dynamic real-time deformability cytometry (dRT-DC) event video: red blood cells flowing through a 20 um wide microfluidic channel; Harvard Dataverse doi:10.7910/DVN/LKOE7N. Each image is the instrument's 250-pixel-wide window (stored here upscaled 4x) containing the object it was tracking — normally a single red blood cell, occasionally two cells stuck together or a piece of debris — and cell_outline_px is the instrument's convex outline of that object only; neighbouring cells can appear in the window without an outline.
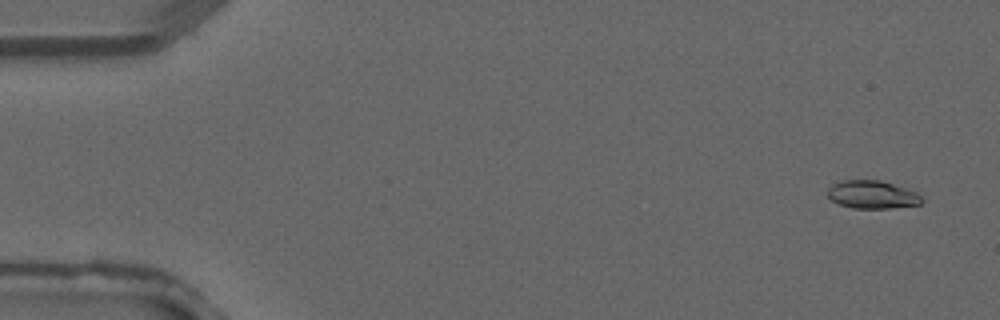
{"species": "common noctule bat (a hibernating species)", "species_latin": "Nyctalus noctula", "temperature_condition": "warm", "stored_images_in_passage": 4, "camera_frame_rate_fps": 3000, "um_per_image_px": 0.085, "animal": {"sex": "male", "forearm_length_mm": 52.5}, "frame": {"image": 1, "passage_image": 1, "time_ms": 0.0, "image_size_px": [1000, 320], "cell_outline_px": [[924, 200], [920, 204], [888, 208], [852, 208], [840, 204], [832, 200], [828, 196], [828, 188], [832, 184], [844, 180], [880, 180], [916, 192]], "centroid_in_image_um": [74.12, 16.54], "position_along_channel_um": 10.9, "area_um2": 15.14}}
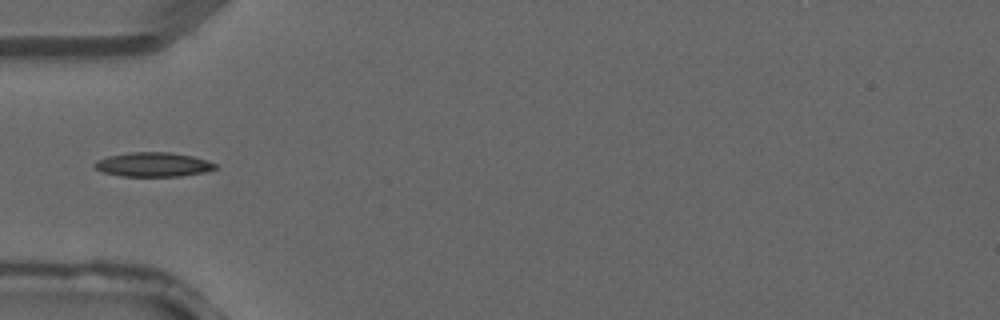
{"frame": {"image": 2, "passage_image": 4, "time_ms": 1.0, "image_size_px": [1000, 320], "cell_outline_px": [[220, 168], [204, 172], [180, 176], [120, 176], [100, 172], [92, 164], [96, 160], [108, 156], [128, 152], [172, 152], [192, 156], [216, 164]], "centroid_in_image_um": [12.99, 13.98], "position_along_channel_um": 72.0, "area_um2": 17.22}}